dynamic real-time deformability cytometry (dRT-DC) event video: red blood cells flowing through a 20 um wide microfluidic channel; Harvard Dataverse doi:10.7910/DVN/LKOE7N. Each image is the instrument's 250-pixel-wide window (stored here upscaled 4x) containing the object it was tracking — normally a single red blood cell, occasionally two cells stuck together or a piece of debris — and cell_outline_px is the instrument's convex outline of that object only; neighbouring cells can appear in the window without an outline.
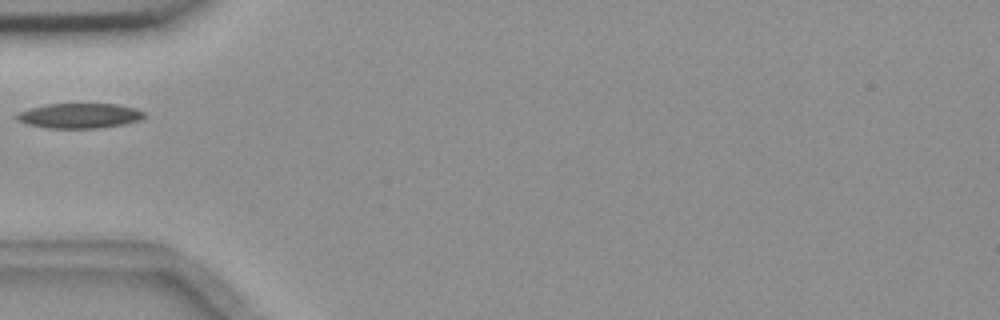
{"species": "common noctule bat (a hibernating species)", "species_latin": "Nyctalus noctula", "temperature_condition": "room temperature", "stored_images_in_passage": 4, "camera_frame_rate_fps": 3000, "um_per_image_px": 0.085, "animal": {"sex": "female", "body_mass_g": 18.4}, "frame": {"image": 1, "passage_image": 4, "time_ms": 3.333, "image_size_px": [1000, 320], "cell_outline_px": [[144, 116], [140, 120], [124, 124], [96, 128], [48, 128], [28, 124], [16, 120], [16, 116], [20, 112], [28, 108], [44, 104], [116, 104], [136, 108], [144, 112]], "centroid_in_image_um": [6.75, 9.83], "position_along_channel_um": 78.3, "area_um2": 18.5}}